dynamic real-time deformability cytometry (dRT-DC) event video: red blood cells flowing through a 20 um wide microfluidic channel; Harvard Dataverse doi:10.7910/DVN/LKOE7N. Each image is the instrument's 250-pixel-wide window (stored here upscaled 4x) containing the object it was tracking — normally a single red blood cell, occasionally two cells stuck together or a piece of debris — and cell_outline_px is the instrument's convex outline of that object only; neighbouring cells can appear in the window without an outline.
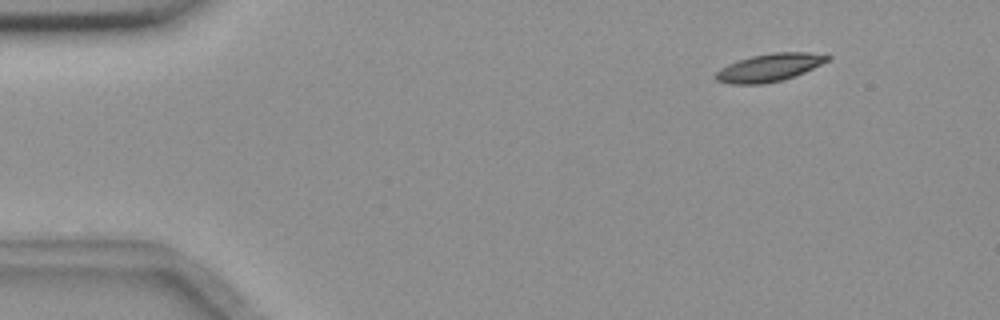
{"species": "common noctule bat (a hibernating species)", "species_latin": "Nyctalus noctula", "temperature_condition": "room temperature", "stored_images_in_passage": 4, "camera_frame_rate_fps": 3000, "um_per_image_px": 0.085, "animal": {"sex": "female", "body_mass_g": 18.4}, "frame": {"image": 1, "passage_image": 1, "time_ms": 0.0, "image_size_px": [1000, 320], "cell_outline_px": [[832, 56], [828, 60], [804, 72], [784, 80], [764, 84], [728, 84], [716, 80], [716, 72], [720, 68], [728, 64], [752, 56], [772, 52], [828, 52]], "centroid_in_image_um": [65.45, 5.73], "position_along_channel_um": 19.6, "area_um2": 18.26}}
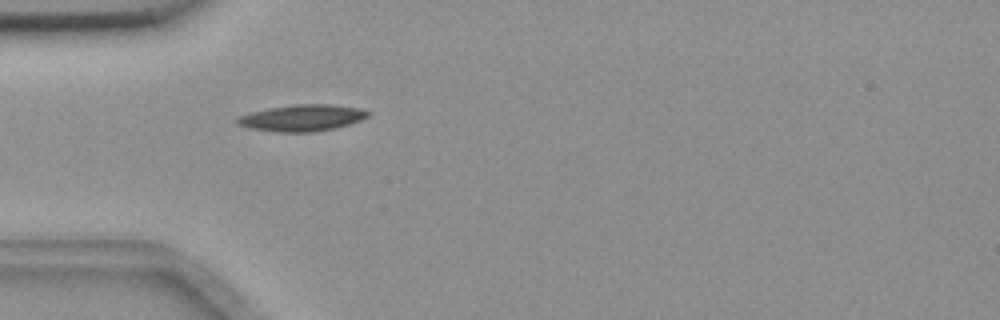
{"frame": {"image": 2, "passage_image": 4, "time_ms": 1.0, "image_size_px": [1000, 320], "cell_outline_px": [[372, 112], [368, 116], [360, 120], [348, 124], [316, 132], [276, 132], [248, 128], [236, 124], [236, 116], [268, 108], [296, 104], [328, 104], [360, 108]], "centroid_in_image_um": [25.64, 10.02], "position_along_channel_um": 59.4, "area_um2": 20.23}}